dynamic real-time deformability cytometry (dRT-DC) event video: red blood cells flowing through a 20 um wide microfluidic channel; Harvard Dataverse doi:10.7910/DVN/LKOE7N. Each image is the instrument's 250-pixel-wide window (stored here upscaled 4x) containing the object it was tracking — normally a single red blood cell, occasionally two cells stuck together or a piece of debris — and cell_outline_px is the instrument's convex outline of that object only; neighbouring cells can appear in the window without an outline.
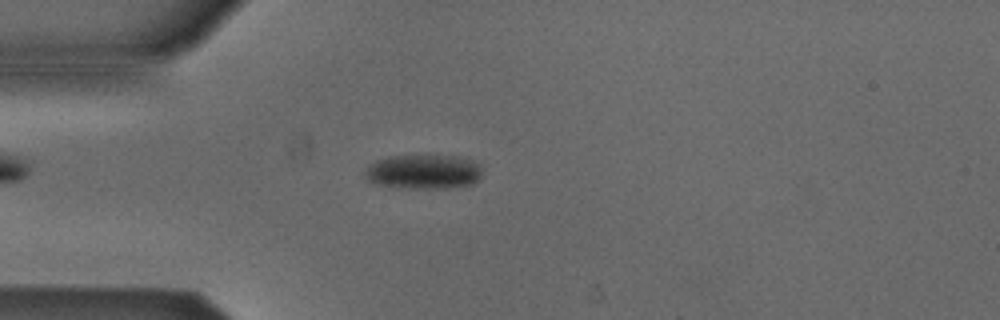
{"species": "Egyptian fruit bat (a non-hibernating species)", "species_latin": "Rousettus aegyptiacus", "temperature_condition": "cold", "stored_images_in_passage": 48, "camera_frame_rate_fps": 3000, "um_per_image_px": 0.085, "animal": {"sex": "male"}, "frame": {"image": 1, "passage_image": 9, "time_ms": 2.667, "image_size_px": [1000, 320], "cell_outline_px": [[480, 176], [472, 184], [444, 188], [396, 188], [372, 184], [364, 176], [364, 172], [368, 164], [376, 160], [388, 156], [460, 156], [472, 160], [480, 164]], "centroid_in_image_um": [35.93, 14.6], "position_along_channel_um": 49.1, "area_um2": 23.76}}
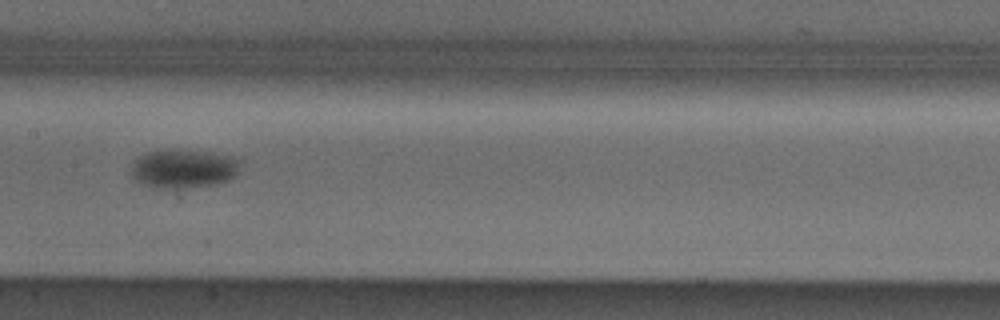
{"frame": {"image": 2, "passage_image": 21, "time_ms": 6.667, "image_size_px": [1000, 320], "cell_outline_px": [[240, 160], [236, 176], [228, 180], [212, 184], [184, 188], [152, 188], [136, 180], [132, 172], [132, 168], [136, 160], [140, 156], [148, 152], [212, 152], [232, 156]], "centroid_in_image_um": [15.64, 14.37], "position_along_channel_um": 191.8, "area_um2": 23.76}}
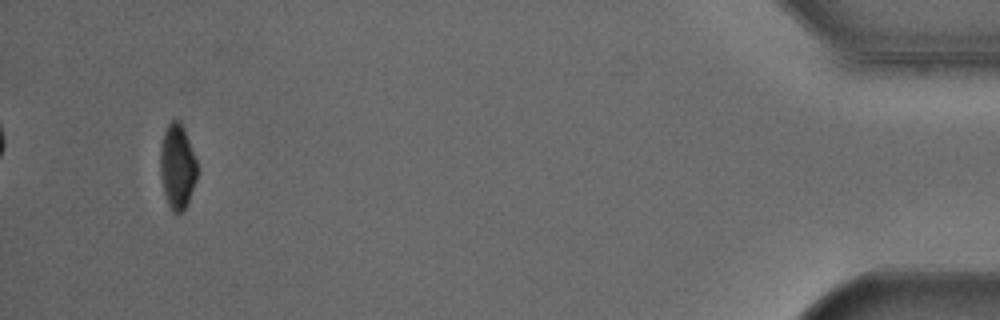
{"frame": {"image": 3, "passage_image": 45, "time_ms": 14.667, "image_size_px": [1000, 320], "cell_outline_px": [[196, 180], [188, 200], [184, 208], [176, 216], [172, 212], [168, 204], [164, 192], [160, 176], [160, 148], [164, 132], [168, 124], [176, 116], [180, 120], [184, 128], [196, 160]], "centroid_in_image_um": [15.05, 14.12], "position_along_channel_um": 420.2, "area_um2": 18.21}, "authors_computed_cell_mechanics": {"area_um2": 22.3975, "velocity_mm_per_s": 3.8771, "shape_relaxation_time_tau1_ms": 10.5942, "shape_relaxation_time_tau2_ms": null, "deformation_change_tau1": 0.1614, "deformation_change_tau2": null}}